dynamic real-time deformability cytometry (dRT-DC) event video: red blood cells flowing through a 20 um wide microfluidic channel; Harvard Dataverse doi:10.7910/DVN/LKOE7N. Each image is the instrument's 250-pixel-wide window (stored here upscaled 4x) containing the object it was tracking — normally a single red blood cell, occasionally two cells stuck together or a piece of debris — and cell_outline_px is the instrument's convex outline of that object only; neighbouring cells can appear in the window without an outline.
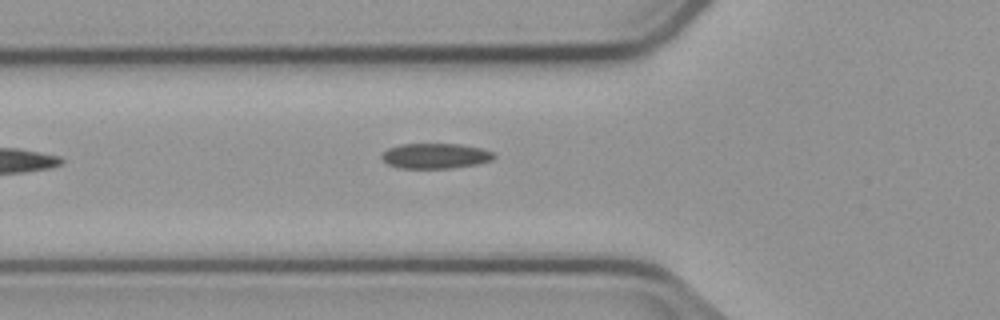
{"species": "common noctule bat (a hibernating species)", "species_latin": "Nyctalus noctula", "temperature_condition": "cold", "stored_images_in_passage": 5, "camera_frame_rate_fps": 3000, "um_per_image_px": 0.085, "animal": {"sex": "male", "body_mass_g": 23.1, "forearm_length_mm": 52.7}, "frame": {"image": 1, "passage_image": 5, "time_ms": 5.667, "image_size_px": [1000, 320], "cell_outline_px": [[496, 156], [492, 160], [476, 164], [452, 168], [400, 168], [388, 164], [380, 156], [388, 148], [400, 144], [460, 144], [480, 148], [492, 152]], "centroid_in_image_um": [37.0, 13.25], "position_along_channel_um": 88.8, "area_um2": 16.42}}